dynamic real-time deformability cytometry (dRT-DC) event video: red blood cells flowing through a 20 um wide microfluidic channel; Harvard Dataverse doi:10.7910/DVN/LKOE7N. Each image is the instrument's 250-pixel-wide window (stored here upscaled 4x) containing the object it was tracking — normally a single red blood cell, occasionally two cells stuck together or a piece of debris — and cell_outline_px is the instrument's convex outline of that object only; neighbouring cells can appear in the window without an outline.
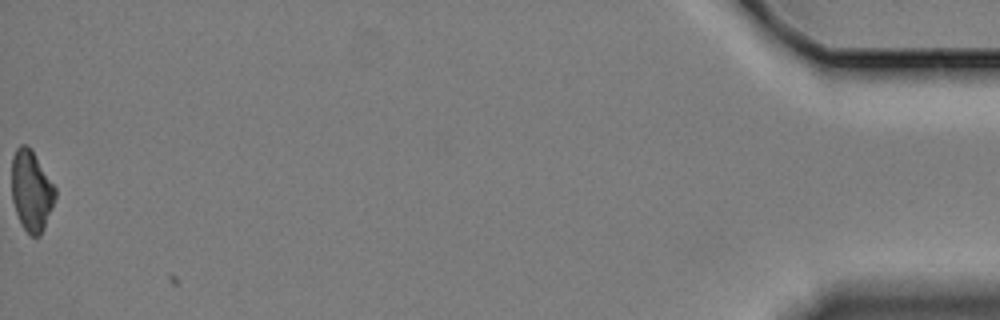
{"species": "Egyptian fruit bat (a non-hibernating species)", "species_latin": "Rousettus aegyptiacus", "temperature_condition": "cold", "stored_images_in_passage": 48, "segment_of_instrument_passage": [3, 3], "camera_frame_rate_fps": 3000, "um_per_image_px": 0.085, "animal": {"sex": "female"}, "frame": {"image": 1, "passage_image": 48, "time_ms": 15.667, "image_size_px": [1000, 320], "cell_outline_px": [[56, 196], [52, 208], [44, 228], [40, 236], [32, 236], [20, 224], [12, 200], [12, 156], [16, 148], [20, 144], [24, 144], [32, 148], [56, 188]], "centroid_in_image_um": [2.67, 16.19], "position_along_channel_um": 432.5, "area_um2": 20.63}}